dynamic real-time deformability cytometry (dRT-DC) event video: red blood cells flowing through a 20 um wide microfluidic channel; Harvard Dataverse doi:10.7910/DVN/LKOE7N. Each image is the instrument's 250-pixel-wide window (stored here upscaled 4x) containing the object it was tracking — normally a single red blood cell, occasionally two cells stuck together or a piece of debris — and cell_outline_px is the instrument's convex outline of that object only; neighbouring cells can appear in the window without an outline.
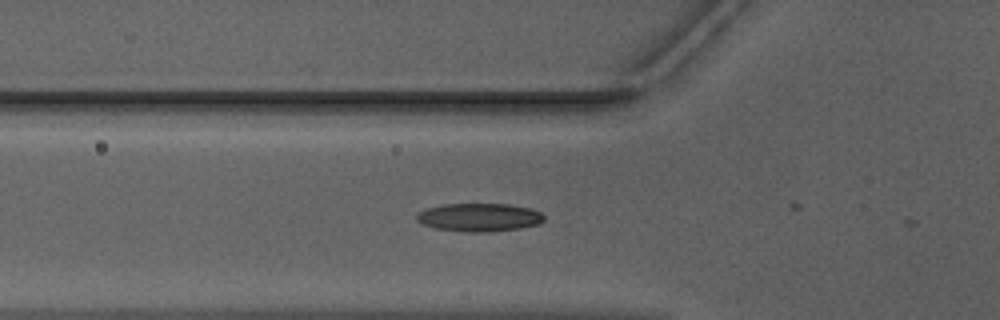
{"species": "Egyptian fruit bat (a non-hibernating species)", "species_latin": "Rousettus aegyptiacus", "temperature_condition": "warm", "stored_images_in_passage": 3, "camera_frame_rate_fps": 3000, "um_per_image_px": 0.085, "animal": {"sex": "male"}, "frame": {"image": 1, "passage_image": 2, "time_ms": 0.333, "image_size_px": [1000, 320], "cell_outline_px": [[544, 220], [536, 224], [520, 228], [488, 232], [464, 232], [436, 228], [424, 224], [416, 220], [416, 216], [420, 212], [428, 208], [444, 204], [508, 204], [528, 208], [540, 212], [544, 216]], "centroid_in_image_um": [40.73, 18.48], "position_along_channel_um": 85.1, "area_um2": 20.69}}